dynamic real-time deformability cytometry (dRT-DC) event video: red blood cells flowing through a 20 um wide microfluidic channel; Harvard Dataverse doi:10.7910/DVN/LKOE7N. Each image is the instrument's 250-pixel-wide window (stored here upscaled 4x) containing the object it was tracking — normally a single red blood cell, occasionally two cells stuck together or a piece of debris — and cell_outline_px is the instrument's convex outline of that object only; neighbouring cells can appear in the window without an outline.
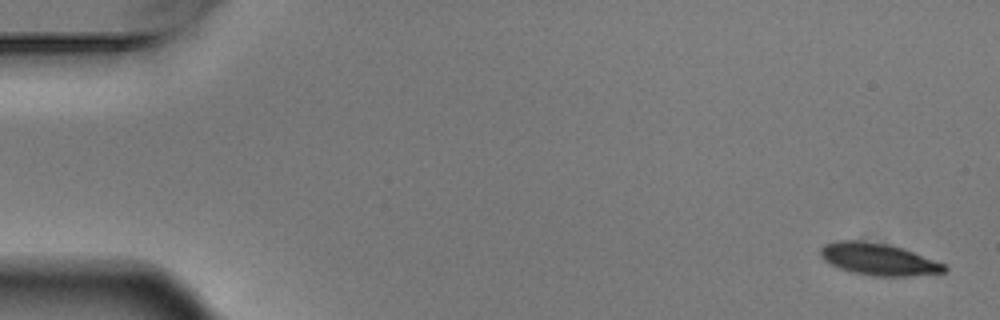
{"species": "Egyptian fruit bat (a non-hibernating species)", "species_latin": "Rousettus aegyptiacus", "temperature_condition": "warm", "stored_images_in_passage": 5, "camera_frame_rate_fps": 3000, "um_per_image_px": 0.085, "animal": {"sex": "male"}, "frame": {"image": 1, "passage_image": 1, "time_ms": 0.0, "image_size_px": [1000, 320], "cell_outline_px": [[948, 272], [904, 276], [872, 276], [852, 272], [840, 268], [824, 260], [820, 256], [820, 248], [824, 244], [836, 240], [860, 240], [888, 244], [904, 248], [944, 264], [948, 268]], "centroid_in_image_um": [74.66, 22.02], "position_along_channel_um": 10.3, "area_um2": 23.12}}
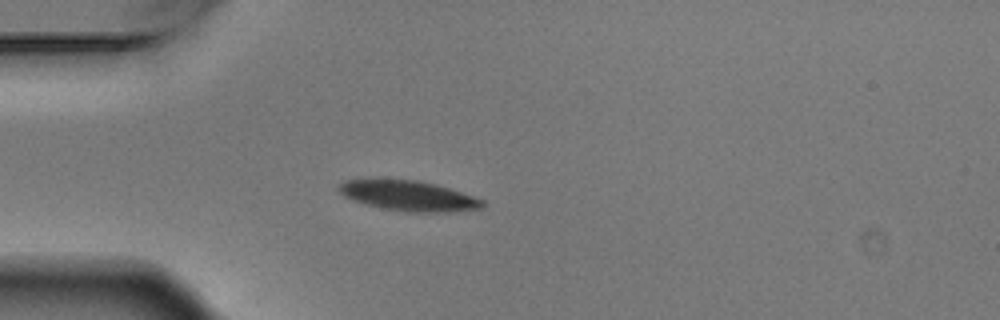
{"frame": {"image": 2, "passage_image": 5, "time_ms": 1.333, "image_size_px": [1000, 320], "cell_outline_px": [[484, 208], [456, 212], [408, 212], [380, 208], [364, 204], [352, 200], [344, 196], [336, 188], [344, 180], [420, 180], [436, 184], [484, 200]], "centroid_in_image_um": [34.74, 16.66], "position_along_channel_um": 50.3, "area_um2": 25.26}}